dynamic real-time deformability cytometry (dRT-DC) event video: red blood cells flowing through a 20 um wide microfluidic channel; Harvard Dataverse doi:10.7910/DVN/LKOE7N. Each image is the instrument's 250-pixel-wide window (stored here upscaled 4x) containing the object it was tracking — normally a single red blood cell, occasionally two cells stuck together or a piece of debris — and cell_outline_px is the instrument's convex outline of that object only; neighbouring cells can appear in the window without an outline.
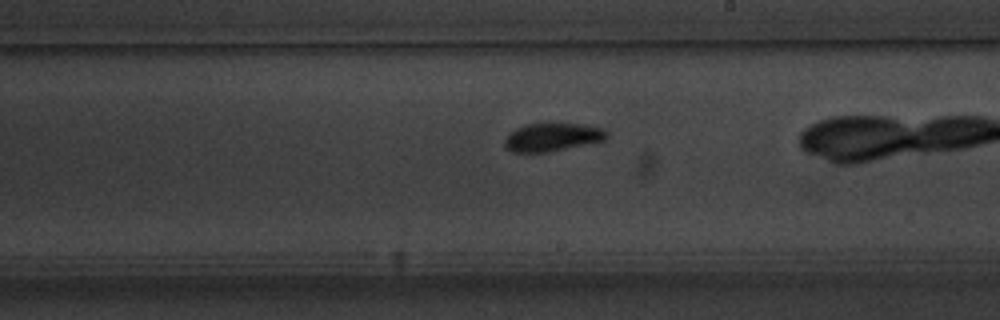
{"species": "common noctule bat (a hibernating species)", "species_latin": "Nyctalus noctula", "temperature_condition": "warm", "stored_images_in_passage": 26, "camera_frame_rate_fps": 3000, "um_per_image_px": 0.085, "animal": {"sex": "male", "body_mass_g": 20.1, "forearm_length_mm": 53.5}, "frame": {"image": 1, "passage_image": 15, "time_ms": 4.667, "image_size_px": [1000, 320], "cell_outline_px": [[608, 136], [604, 140], [544, 152], [512, 152], [504, 144], [504, 140], [516, 128], [524, 124], [584, 124], [604, 128], [608, 132]], "centroid_in_image_um": [46.96, 11.64], "position_along_channel_um": 242.0, "area_um2": 16.36}}